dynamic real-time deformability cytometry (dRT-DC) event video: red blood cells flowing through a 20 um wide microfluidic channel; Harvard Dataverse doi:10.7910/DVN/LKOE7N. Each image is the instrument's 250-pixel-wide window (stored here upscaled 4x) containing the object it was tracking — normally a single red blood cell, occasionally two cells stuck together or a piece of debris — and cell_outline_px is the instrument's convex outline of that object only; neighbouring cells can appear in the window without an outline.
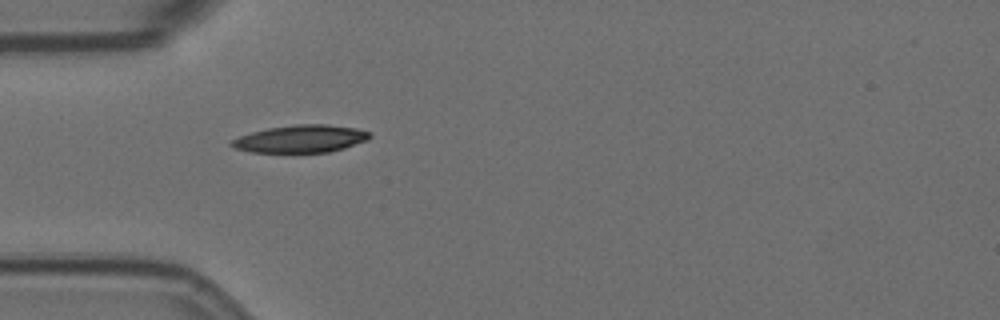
{"species": "Egyptian fruit bat (a non-hibernating species)", "species_latin": "Rousettus aegyptiacus", "temperature_condition": "room temperature", "stored_images_in_passage": 41, "camera_frame_rate_fps": 3000, "um_per_image_px": 0.085, "animal": {"sex": "female"}, "frame": {"image": 1, "passage_image": 1, "time_ms": 0.0, "image_size_px": [1000, 320], "cell_outline_px": [[372, 136], [368, 140], [344, 148], [328, 152], [252, 152], [236, 148], [228, 144], [232, 140], [240, 136], [252, 132], [268, 128], [296, 124], [328, 124], [356, 128], [368, 132]], "centroid_in_image_um": [25.58, 11.79], "position_along_channel_um": 59.4, "area_um2": 22.02}}
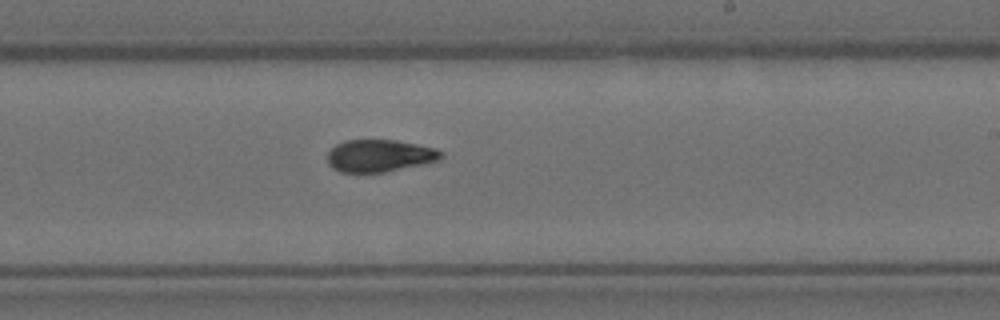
{"frame": {"image": 2, "passage_image": 18, "time_ms": 5.667, "image_size_px": [1000, 320], "cell_outline_px": [[444, 156], [440, 160], [384, 172], [340, 172], [332, 168], [328, 164], [328, 152], [336, 144], [344, 140], [396, 140], [436, 148], [444, 152]], "centroid_in_image_um": [32.27, 13.23], "position_along_channel_um": 256.7, "area_um2": 21.39}}
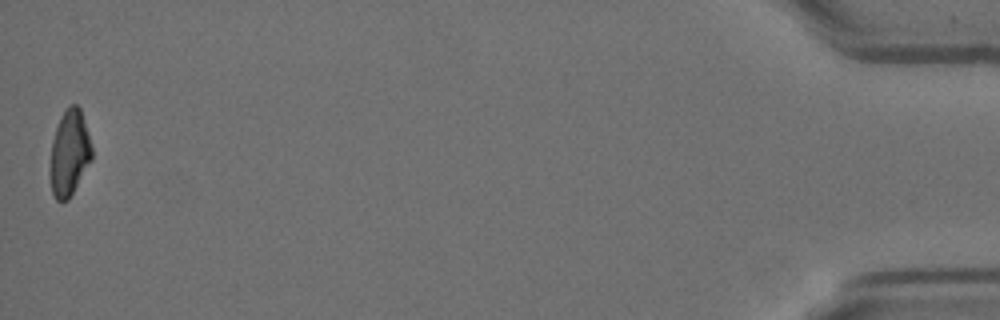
{"frame": {"image": 3, "passage_image": 41, "time_ms": 13.333, "image_size_px": [1000, 320], "cell_outline_px": [[92, 160], [68, 200], [56, 200], [52, 192], [52, 140], [60, 116], [68, 104], [76, 104], [80, 108], [92, 148]], "centroid_in_image_um": [5.93, 12.96], "position_along_channel_um": 429.3, "area_um2": 20.29}, "authors_computed_cell_mechanics": {"area_um2": 21.7328, "velocity_mm_per_s": 3.526, "shape_relaxation_time_tau1_ms": 6.095, "shape_relaxation_time_tau2_ms": 2.9258, "deformation_change_tau1": 0.192, "deformation_change_tau2": 0.0853}}